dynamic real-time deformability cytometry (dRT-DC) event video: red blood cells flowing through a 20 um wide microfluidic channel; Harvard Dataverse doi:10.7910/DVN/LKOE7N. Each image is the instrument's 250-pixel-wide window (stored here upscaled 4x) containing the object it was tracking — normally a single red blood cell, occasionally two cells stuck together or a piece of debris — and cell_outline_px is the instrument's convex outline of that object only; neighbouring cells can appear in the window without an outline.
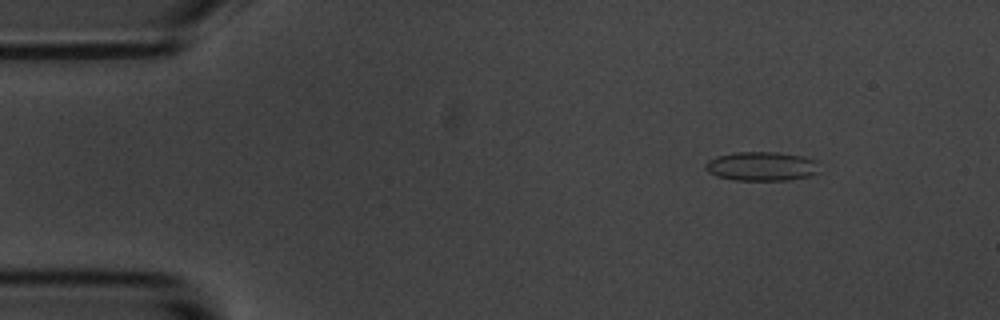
{"species": "common noctule bat (a hibernating species)", "species_latin": "Nyctalus noctula", "temperature_condition": "room temperature", "stored_images_in_passage": 5, "camera_frame_rate_fps": 3000, "um_per_image_px": 0.085, "animal": {"sex": "male", "body_mass_g": 20.1, "forearm_length_mm": 53.5}, "frame": {"image": 1, "passage_image": 2, "time_ms": 1.333, "image_size_px": [1000, 320], "cell_outline_px": [[820, 172], [812, 176], [788, 180], [732, 180], [716, 176], [708, 172], [704, 168], [704, 164], [708, 160], [716, 156], [736, 152], [780, 152], [804, 156], [816, 160]], "centroid_in_image_um": [64.75, 14.13], "position_along_channel_um": 20.3, "area_um2": 19.71}}
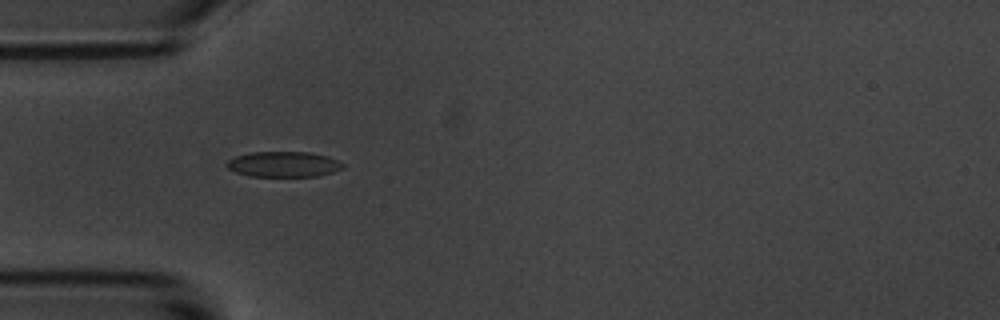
{"frame": {"image": 2, "passage_image": 5, "time_ms": 4.667, "image_size_px": [1000, 320], "cell_outline_px": [[344, 168], [332, 172], [316, 176], [248, 176], [236, 172], [228, 168], [224, 164], [228, 160], [236, 156], [252, 152], [308, 152], [328, 156], [344, 164]], "centroid_in_image_um": [24.09, 13.96], "position_along_channel_um": 60.9, "area_um2": 17.17}}